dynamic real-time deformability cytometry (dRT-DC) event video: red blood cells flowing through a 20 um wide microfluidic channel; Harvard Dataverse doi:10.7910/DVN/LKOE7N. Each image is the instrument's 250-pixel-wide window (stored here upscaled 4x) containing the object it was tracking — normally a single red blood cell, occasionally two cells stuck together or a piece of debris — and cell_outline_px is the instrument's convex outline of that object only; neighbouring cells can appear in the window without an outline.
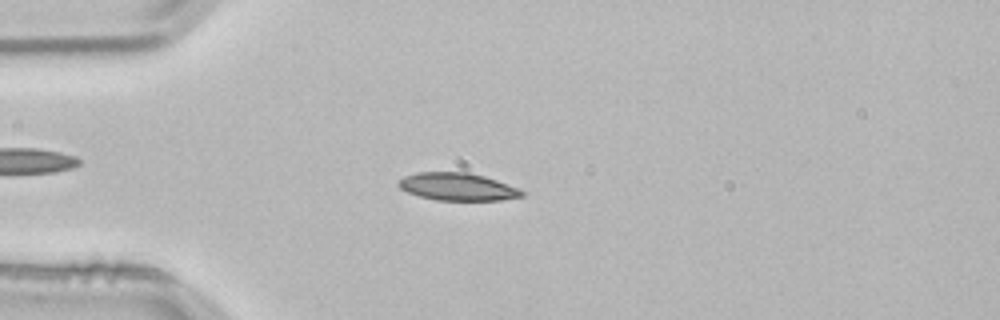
{"species": "common noctule bat (a hibernating species)", "species_latin": "Nyctalus noctula", "temperature_condition": "room temperature", "stored_images_in_passage": 52, "camera_frame_rate_fps": 3000, "um_per_image_px": 0.085, "animal": {"sex": "male", "body_mass_g": 21.5, "forearm_length_mm": 52.0}, "frame": {"image": 1, "passage_image": 13, "time_ms": 4.0, "image_size_px": [1000, 320], "cell_outline_px": [[524, 196], [500, 200], [436, 200], [420, 196], [408, 192], [400, 188], [396, 184], [404, 176], [416, 172], [468, 172], [484, 176], [520, 188], [524, 192]], "centroid_in_image_um": [38.9, 15.87], "position_along_channel_um": 46.1, "area_um2": 19.83}}
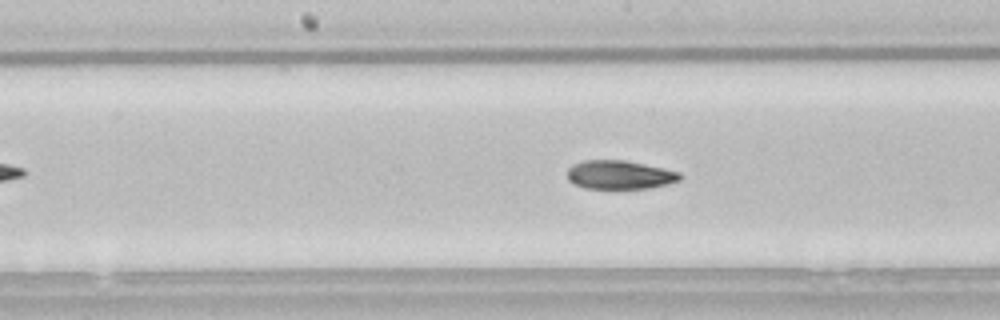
{"frame": {"image": 2, "passage_image": 26, "time_ms": 8.333, "image_size_px": [1000, 320], "cell_outline_px": [[684, 176], [680, 180], [668, 184], [648, 188], [584, 188], [572, 184], [568, 180], [568, 168], [572, 164], [584, 160], [624, 160], [664, 168], [680, 172]], "centroid_in_image_um": [52.67, 14.85], "position_along_channel_um": 195.5, "area_um2": 18.96}}
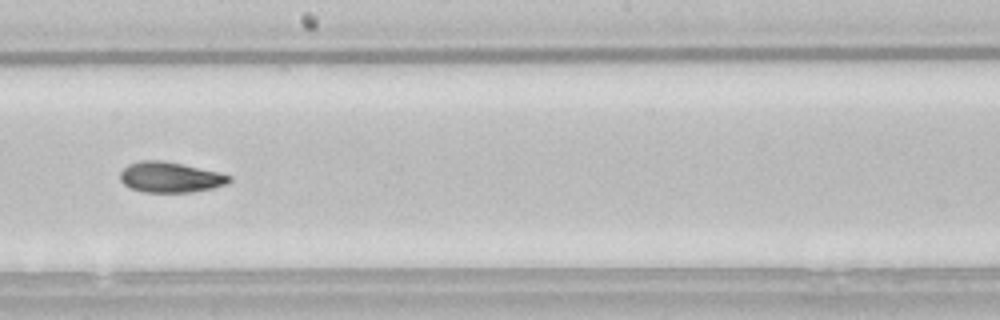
{"frame": {"image": 3, "passage_image": 29, "time_ms": 9.333, "image_size_px": [1000, 320], "cell_outline_px": [[232, 180], [228, 184], [212, 188], [192, 192], [144, 192], [132, 188], [124, 184], [120, 180], [120, 172], [128, 164], [140, 160], [160, 160], [220, 172], [232, 176]], "centroid_in_image_um": [14.49, 15.06], "position_along_channel_um": 233.7, "area_um2": 19.36}, "authors_computed_cell_mechanics": {"area_um2": 19.5364, "velocity_mm_per_s": 3.8288, "shape_relaxation_time_tau1_ms": 10.7243, "shape_relaxation_time_tau2_ms": 4.1991, "deformation_change_tau1": 0.2225, "deformation_change_tau2": 0.091}}